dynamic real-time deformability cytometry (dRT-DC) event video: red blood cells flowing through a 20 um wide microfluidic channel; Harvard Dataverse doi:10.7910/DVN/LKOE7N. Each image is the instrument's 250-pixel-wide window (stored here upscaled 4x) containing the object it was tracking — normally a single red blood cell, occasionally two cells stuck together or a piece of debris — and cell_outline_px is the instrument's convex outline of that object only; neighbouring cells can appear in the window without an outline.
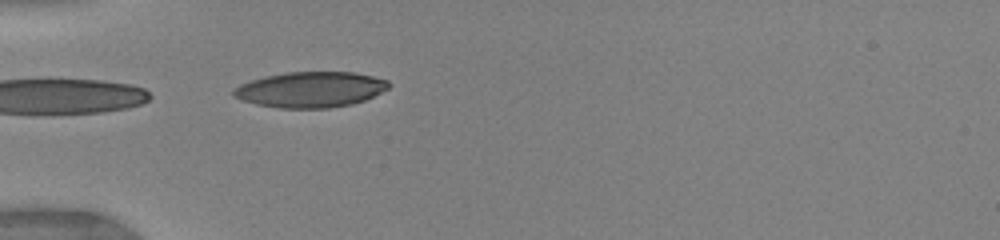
{"species": "human", "species_latin": "Homo sapiens", "temperature_condition": "warm", "stored_images_in_passage": 6, "segment_of_instrument_passage": [2, 2], "camera_frame_rate_fps": 3000, "um_per_image_px": 0.085, "donor": {"sex": "female"}, "frame": {"image": 1, "passage_image": 5, "time_ms": 3.667, "image_size_px": [1000, 240], "cell_outline_px": [[388, 88], [364, 100], [352, 104], [328, 108], [276, 108], [256, 104], [232, 96], [232, 88], [240, 84], [264, 76], [288, 72], [352, 72], [372, 76], [388, 80]], "centroid_in_image_um": [26.34, 7.61], "position_along_channel_um": 58.7, "area_um2": 32.08}}
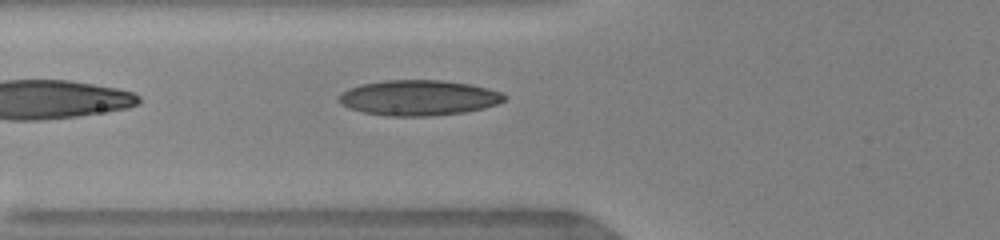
{"frame": {"image": 2, "passage_image": 6, "time_ms": 4.667, "image_size_px": [1000, 240], "cell_outline_px": [[508, 96], [504, 100], [496, 104], [484, 108], [464, 112], [432, 116], [388, 116], [364, 112], [348, 108], [340, 104], [336, 100], [336, 96], [340, 92], [348, 88], [360, 84], [384, 80], [440, 80], [472, 84], [500, 92]], "centroid_in_image_um": [35.52, 8.31], "position_along_channel_um": 90.3, "area_um2": 34.45}}